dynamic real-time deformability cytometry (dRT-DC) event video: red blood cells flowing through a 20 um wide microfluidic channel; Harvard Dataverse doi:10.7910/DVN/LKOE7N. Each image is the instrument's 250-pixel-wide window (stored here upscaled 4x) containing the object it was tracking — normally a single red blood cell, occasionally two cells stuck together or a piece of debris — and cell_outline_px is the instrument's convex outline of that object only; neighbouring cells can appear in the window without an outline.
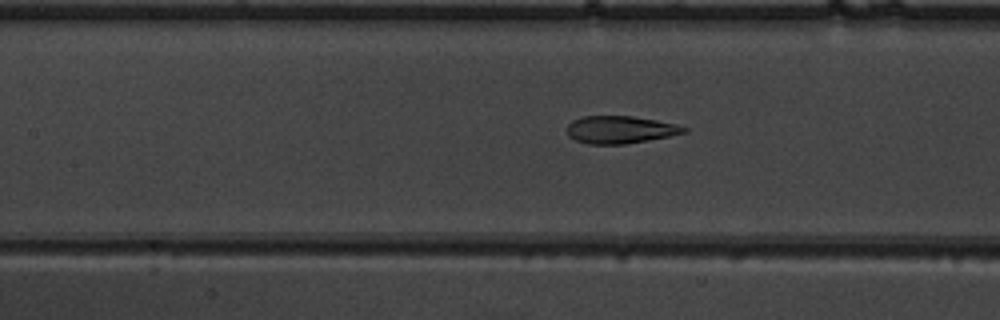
{"species": "common noctule bat (a hibernating species)", "species_latin": "Nyctalus noctula", "temperature_condition": "warm", "stored_images_in_passage": 52, "camera_frame_rate_fps": 3000, "um_per_image_px": 0.085, "animal": {"sex": "male", "body_mass_g": 19.5, "forearm_length_mm": 54.6}, "frame": {"image": 1, "passage_image": 24, "time_ms": 7.667, "image_size_px": [1000, 320], "cell_outline_px": [[688, 132], [648, 140], [624, 144], [588, 144], [576, 140], [568, 136], [564, 128], [572, 120], [584, 116], [632, 116], [656, 120], [676, 124], [688, 128]], "centroid_in_image_um": [52.68, 11.02], "position_along_channel_um": 154.7, "area_um2": 18.84}}
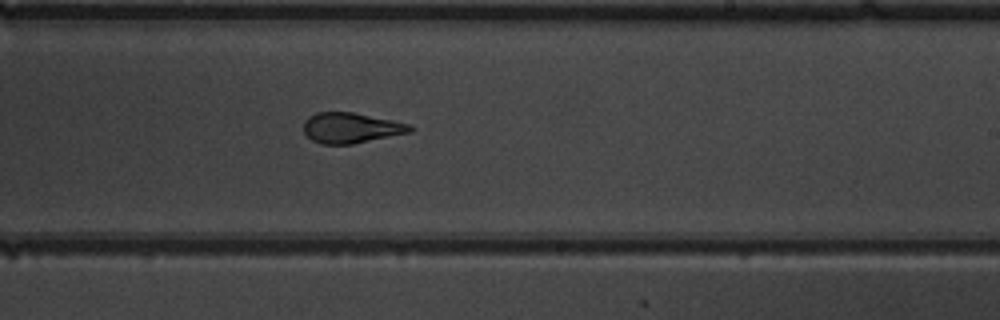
{"frame": {"image": 2, "passage_image": 32, "time_ms": 10.333, "image_size_px": [1000, 320], "cell_outline_px": [[416, 128], [412, 132], [352, 144], [320, 144], [312, 140], [304, 132], [304, 120], [308, 116], [316, 112], [352, 112], [412, 124]], "centroid_in_image_um": [29.86, 10.87], "position_along_channel_um": 259.1, "area_um2": 19.02}}
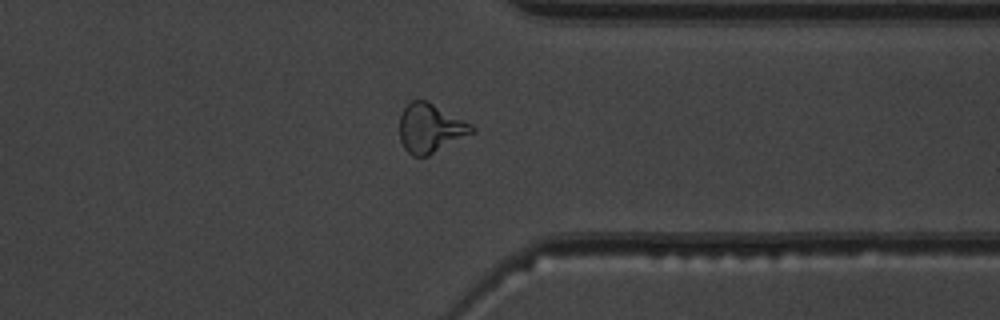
{"frame": {"image": 3, "passage_image": 41, "time_ms": 13.333, "image_size_px": [1000, 320], "cell_outline_px": [[476, 132], [428, 156], [412, 156], [404, 148], [400, 140], [400, 116], [404, 108], [412, 100], [428, 100], [472, 124], [476, 128]], "centroid_in_image_um": [36.61, 10.9], "position_along_channel_um": 374.8, "area_um2": 20.87}, "authors_computed_cell_mechanics": {"area_um2": 20.6924, "velocity_mm_per_s": 3.936, "shape_relaxation_time_tau1_ms": null, "shape_relaxation_time_tau2_ms": 1.2505, "deformation_change_tau1": null, "deformation_change_tau2": 0.0964}}